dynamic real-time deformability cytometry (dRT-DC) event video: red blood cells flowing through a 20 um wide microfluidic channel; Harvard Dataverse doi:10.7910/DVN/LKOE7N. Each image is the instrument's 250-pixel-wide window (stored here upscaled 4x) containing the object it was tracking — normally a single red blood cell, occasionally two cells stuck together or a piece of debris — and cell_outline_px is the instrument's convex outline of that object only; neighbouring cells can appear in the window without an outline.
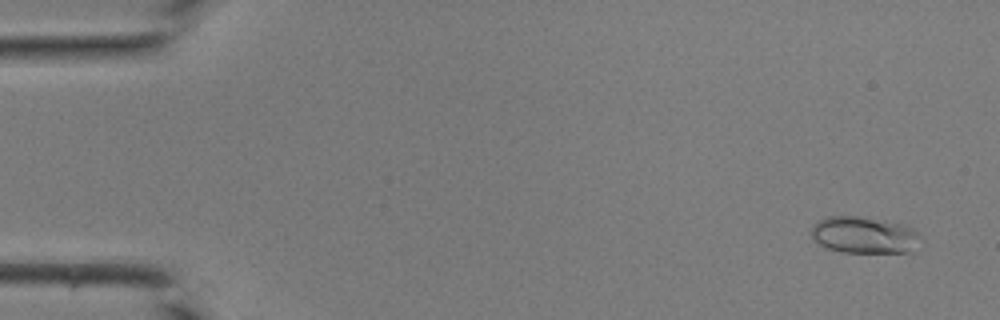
{"species": "common noctule bat (a hibernating species)", "species_latin": "Nyctalus noctula", "temperature_condition": "room temperature", "stored_images_in_passage": 43, "camera_frame_rate_fps": 3000, "um_per_image_px": 0.085, "animal": {"sex": "male", "body_mass_g": 19.0, "forearm_length_mm": 50.8}, "frame": {"image": 1, "passage_image": 3, "time_ms": 0.667, "image_size_px": [1000, 320], "cell_outline_px": [[916, 232], [908, 252], [840, 252], [828, 248], [820, 244], [812, 236], [812, 228], [820, 220], [828, 216], [860, 216], [884, 220], [900, 224], [912, 228]], "centroid_in_image_um": [73.33, 19.96], "position_along_channel_um": 11.7, "area_um2": 22.37}}
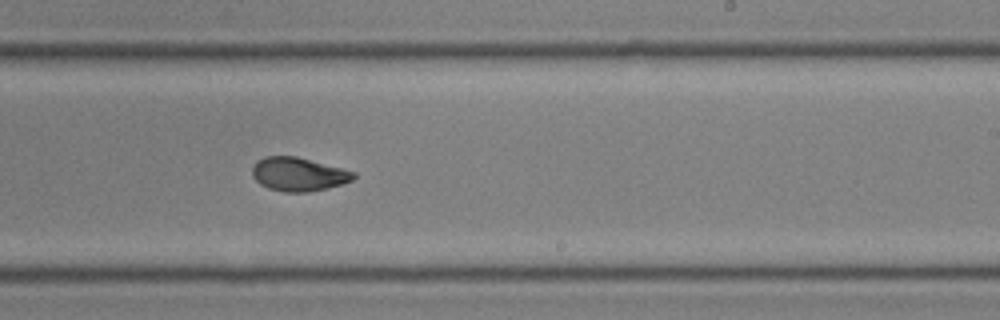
{"frame": {"image": 2, "passage_image": 27, "time_ms": 8.667, "image_size_px": [1000, 320], "cell_outline_px": [[356, 176], [352, 180], [328, 188], [308, 192], [284, 192], [268, 188], [260, 184], [252, 176], [252, 168], [256, 160], [264, 156], [296, 156], [344, 168], [356, 172]], "centroid_in_image_um": [25.36, 14.8], "position_along_channel_um": 263.6, "area_um2": 20.06}}
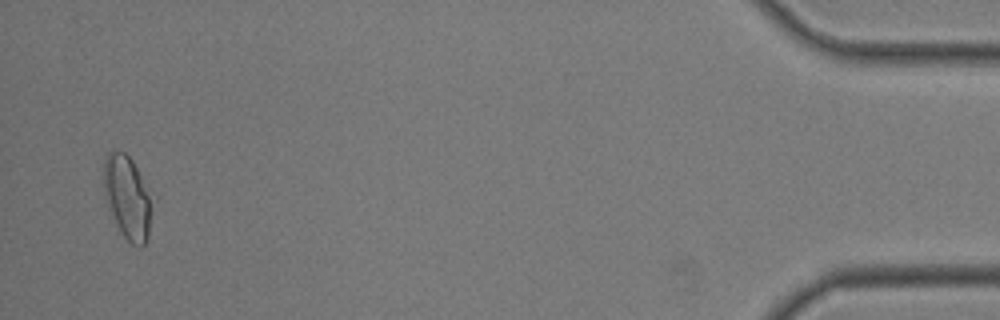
{"frame": {"image": 3, "passage_image": 42, "time_ms": 13.667, "image_size_px": [1000, 320], "cell_outline_px": [[156, 196], [148, 236], [144, 244], [140, 248], [132, 244], [124, 236], [104, 196], [104, 160], [108, 152], [124, 152], [132, 160]], "centroid_in_image_um": [10.93, 16.76], "position_along_channel_um": 424.3, "area_um2": 23.87}}